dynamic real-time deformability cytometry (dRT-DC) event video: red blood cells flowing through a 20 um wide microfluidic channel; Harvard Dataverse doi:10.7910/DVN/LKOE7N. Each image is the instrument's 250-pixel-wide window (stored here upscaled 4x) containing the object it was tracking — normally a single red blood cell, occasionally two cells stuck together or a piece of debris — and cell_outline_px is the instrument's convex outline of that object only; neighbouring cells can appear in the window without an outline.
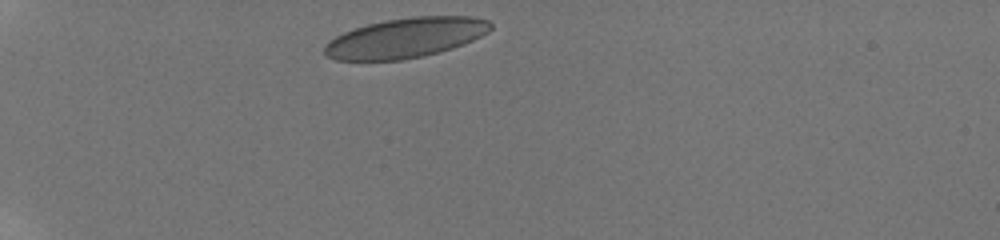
{"species": "human", "species_latin": "Homo sapiens", "temperature_condition": "room temperature", "stored_images_in_passage": 4, "camera_frame_rate_fps": 3000, "um_per_image_px": 0.085, "donor": {"sex": "male"}, "frame": {"image": 1, "passage_image": 1, "time_ms": 0.0, "image_size_px": [1000, 240], "cell_outline_px": [[492, 28], [488, 32], [464, 44], [452, 48], [420, 56], [400, 60], [336, 60], [328, 56], [324, 52], [324, 44], [328, 40], [344, 32], [368, 24], [388, 20], [412, 16], [472, 16], [488, 20], [492, 24]], "centroid_in_image_um": [34.48, 3.21], "position_along_channel_um": 50.5, "area_um2": 38.32}}
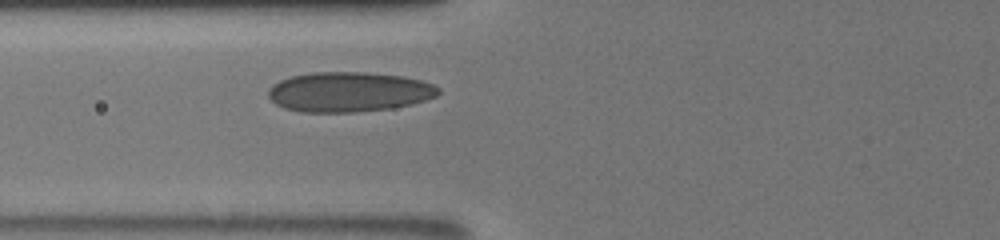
{"frame": {"image": 2, "passage_image": 4, "time_ms": 2.333, "image_size_px": [1000, 240], "cell_outline_px": [[440, 92], [436, 96], [412, 104], [392, 108], [356, 112], [300, 112], [284, 108], [276, 104], [268, 96], [268, 88], [272, 84], [280, 80], [292, 76], [316, 72], [364, 72], [404, 76], [420, 80], [432, 84], [440, 88]], "centroid_in_image_um": [29.64, 7.81], "position_along_channel_um": 96.2, "area_um2": 39.65}}